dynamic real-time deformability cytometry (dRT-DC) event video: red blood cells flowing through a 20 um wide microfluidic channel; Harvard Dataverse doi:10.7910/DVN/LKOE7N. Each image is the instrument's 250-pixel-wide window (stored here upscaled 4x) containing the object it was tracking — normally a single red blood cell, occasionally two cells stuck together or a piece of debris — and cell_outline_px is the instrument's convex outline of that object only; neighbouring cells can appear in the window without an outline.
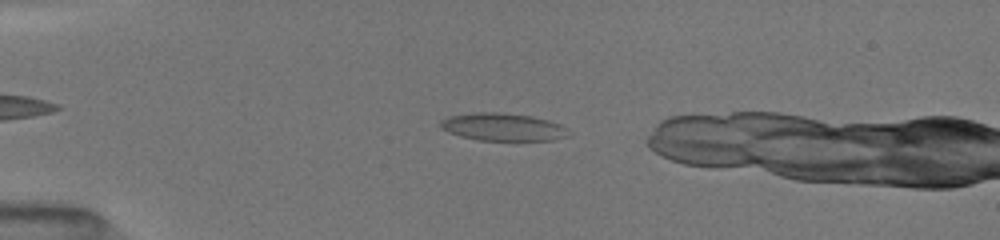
{"species": "common noctule bat (a hibernating species)", "species_latin": "Nyctalus noctula", "temperature_condition": "room temperature", "stored_images_in_passage": 9, "segment_of_instrument_passage": [1, 2], "camera_frame_rate_fps": 3000, "um_per_image_px": 0.085, "animal": {"sex": "female", "body_mass_g": 19.5, "forearm_length_mm": 54.1}, "frame": {"image": 1, "passage_image": 2, "time_ms": 0.667, "image_size_px": [1000, 240], "cell_outline_px": [[568, 136], [552, 140], [480, 140], [460, 136], [448, 132], [440, 128], [440, 120], [448, 116], [472, 112], [500, 112], [532, 116], [548, 120], [560, 124], [568, 128]], "centroid_in_image_um": [42.72, 10.78], "position_along_channel_um": 42.3, "area_um2": 20.75}}
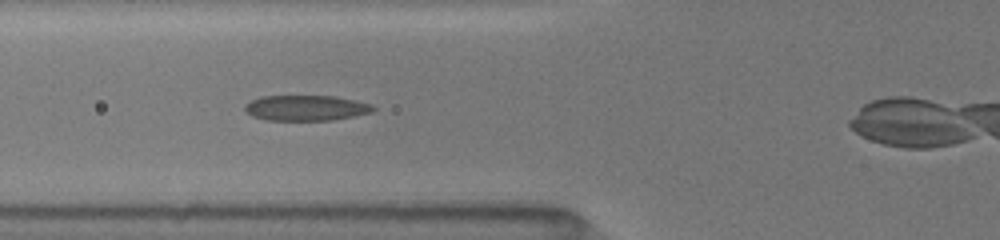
{"frame": {"image": 2, "passage_image": 6, "time_ms": 3.0, "image_size_px": [1000, 240], "cell_outline_px": [[376, 108], [372, 112], [332, 120], [264, 120], [252, 116], [244, 112], [244, 104], [260, 96], [336, 96], [356, 100], [372, 104]], "centroid_in_image_um": [25.98, 9.17], "position_along_channel_um": 99.8, "area_um2": 19.19}}
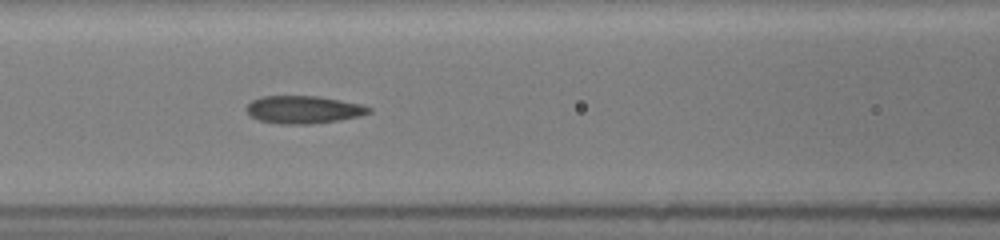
{"frame": {"image": 3, "passage_image": 8, "time_ms": 4.0, "image_size_px": [1000, 240], "cell_outline_px": [[372, 112], [360, 116], [340, 120], [308, 124], [280, 124], [260, 120], [252, 116], [244, 108], [252, 100], [260, 96], [320, 96], [364, 104], [372, 108]], "centroid_in_image_um": [25.84, 9.31], "position_along_channel_um": 140.8, "area_um2": 19.94}}